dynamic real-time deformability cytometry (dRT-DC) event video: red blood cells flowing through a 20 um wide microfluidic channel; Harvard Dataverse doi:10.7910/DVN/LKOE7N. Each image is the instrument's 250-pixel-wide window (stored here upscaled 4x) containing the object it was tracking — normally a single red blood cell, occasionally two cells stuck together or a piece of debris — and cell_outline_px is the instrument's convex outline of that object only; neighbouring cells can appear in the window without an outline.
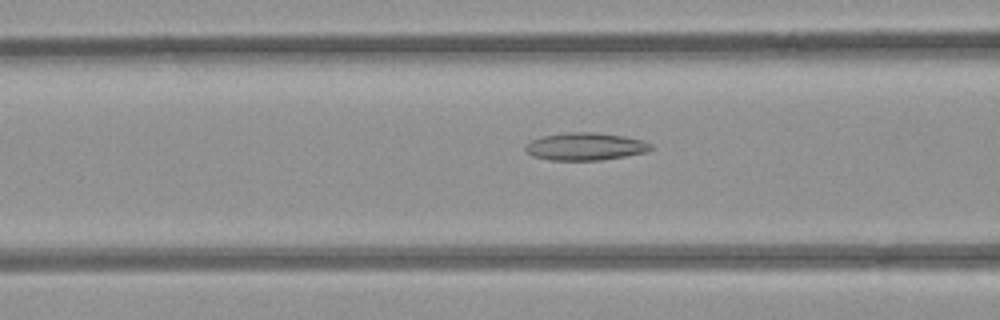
{"species": "common noctule bat (a hibernating species)", "species_latin": "Nyctalus noctula", "temperature_condition": "room temperature", "stored_images_in_passage": 39, "camera_frame_rate_fps": 3000, "um_per_image_px": 0.085, "animal": {"sex": "female", "body_mass_g": 21.9}, "frame": {"image": 1, "passage_image": 7, "time_ms": 2.0, "image_size_px": [1000, 320], "cell_outline_px": [[652, 148], [648, 152], [600, 160], [548, 160], [532, 156], [524, 148], [532, 140], [544, 136], [564, 132], [596, 132], [624, 136], [644, 140], [652, 144]], "centroid_in_image_um": [49.78, 12.45], "position_along_channel_um": 116.8, "area_um2": 20.17}}
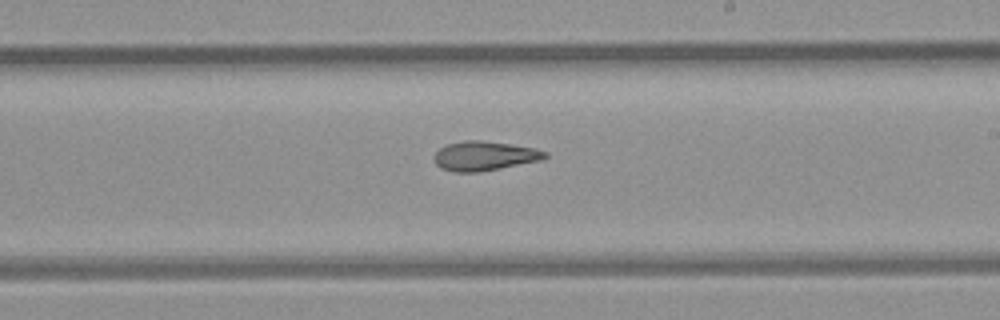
{"frame": {"image": 2, "passage_image": 17, "time_ms": 5.333, "image_size_px": [1000, 320], "cell_outline_px": [[548, 156], [540, 160], [476, 172], [452, 172], [440, 168], [432, 160], [432, 156], [440, 148], [448, 144], [464, 140], [480, 140], [536, 148], [548, 152]], "centroid_in_image_um": [41.12, 13.25], "position_along_channel_um": 247.9, "area_um2": 18.84}}
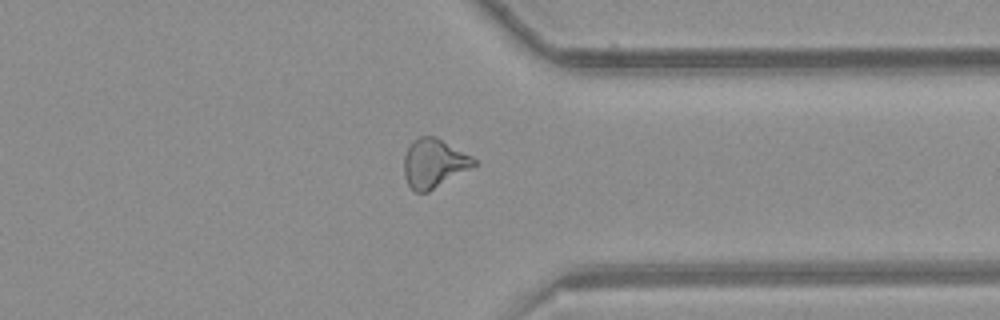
{"frame": {"image": 3, "passage_image": 27, "time_ms": 8.667, "image_size_px": [1000, 320], "cell_outline_px": [[480, 164], [428, 192], [416, 192], [408, 184], [404, 176], [404, 156], [408, 148], [420, 136], [436, 136], [472, 156]], "centroid_in_image_um": [36.93, 13.89], "position_along_channel_um": 374.5, "area_um2": 19.94}, "authors_computed_cell_mechanics": {"area_um2": 19.363, "velocity_mm_per_s": 3.9163, "shape_relaxation_time_tau1_ms": null, "shape_relaxation_time_tau2_ms": 4.4366, "deformation_change_tau1": null, "deformation_change_tau2": 0.1319}}